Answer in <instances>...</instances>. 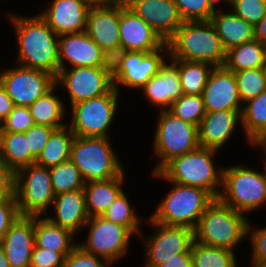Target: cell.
I'll use <instances>...</instances> for the list:
<instances>
[{
	"mask_svg": "<svg viewBox=\"0 0 266 267\" xmlns=\"http://www.w3.org/2000/svg\"><path fill=\"white\" fill-rule=\"evenodd\" d=\"M177 68L184 95H202L214 66L206 62L169 59Z\"/></svg>",
	"mask_w": 266,
	"mask_h": 267,
	"instance_id": "cell-33",
	"label": "cell"
},
{
	"mask_svg": "<svg viewBox=\"0 0 266 267\" xmlns=\"http://www.w3.org/2000/svg\"><path fill=\"white\" fill-rule=\"evenodd\" d=\"M217 153L221 152L198 146L186 154L172 158L158 173L164 180L201 188L216 199L222 187L223 174V166L215 165Z\"/></svg>",
	"mask_w": 266,
	"mask_h": 267,
	"instance_id": "cell-2",
	"label": "cell"
},
{
	"mask_svg": "<svg viewBox=\"0 0 266 267\" xmlns=\"http://www.w3.org/2000/svg\"><path fill=\"white\" fill-rule=\"evenodd\" d=\"M183 21H208L220 0H174Z\"/></svg>",
	"mask_w": 266,
	"mask_h": 267,
	"instance_id": "cell-40",
	"label": "cell"
},
{
	"mask_svg": "<svg viewBox=\"0 0 266 267\" xmlns=\"http://www.w3.org/2000/svg\"><path fill=\"white\" fill-rule=\"evenodd\" d=\"M152 177L163 180V182L167 181L172 184V187L149 217L156 223L185 226L194 230L200 217L214 198L201 188L164 180L158 172L153 173Z\"/></svg>",
	"mask_w": 266,
	"mask_h": 267,
	"instance_id": "cell-5",
	"label": "cell"
},
{
	"mask_svg": "<svg viewBox=\"0 0 266 267\" xmlns=\"http://www.w3.org/2000/svg\"><path fill=\"white\" fill-rule=\"evenodd\" d=\"M168 111L175 117L190 122L197 127L207 113L202 95L184 94L171 104Z\"/></svg>",
	"mask_w": 266,
	"mask_h": 267,
	"instance_id": "cell-38",
	"label": "cell"
},
{
	"mask_svg": "<svg viewBox=\"0 0 266 267\" xmlns=\"http://www.w3.org/2000/svg\"><path fill=\"white\" fill-rule=\"evenodd\" d=\"M112 143L110 138L75 136L70 160L80 170L85 183L108 180L125 171Z\"/></svg>",
	"mask_w": 266,
	"mask_h": 267,
	"instance_id": "cell-7",
	"label": "cell"
},
{
	"mask_svg": "<svg viewBox=\"0 0 266 267\" xmlns=\"http://www.w3.org/2000/svg\"><path fill=\"white\" fill-rule=\"evenodd\" d=\"M228 7L253 26L266 14V0H234Z\"/></svg>",
	"mask_w": 266,
	"mask_h": 267,
	"instance_id": "cell-41",
	"label": "cell"
},
{
	"mask_svg": "<svg viewBox=\"0 0 266 267\" xmlns=\"http://www.w3.org/2000/svg\"><path fill=\"white\" fill-rule=\"evenodd\" d=\"M0 243L10 267H30L35 245L34 216H19Z\"/></svg>",
	"mask_w": 266,
	"mask_h": 267,
	"instance_id": "cell-23",
	"label": "cell"
},
{
	"mask_svg": "<svg viewBox=\"0 0 266 267\" xmlns=\"http://www.w3.org/2000/svg\"><path fill=\"white\" fill-rule=\"evenodd\" d=\"M218 199L246 216L255 213L266 206V183L262 171L238 163L223 167Z\"/></svg>",
	"mask_w": 266,
	"mask_h": 267,
	"instance_id": "cell-6",
	"label": "cell"
},
{
	"mask_svg": "<svg viewBox=\"0 0 266 267\" xmlns=\"http://www.w3.org/2000/svg\"><path fill=\"white\" fill-rule=\"evenodd\" d=\"M34 124L28 107L14 106L8 117L1 123L0 132L25 133Z\"/></svg>",
	"mask_w": 266,
	"mask_h": 267,
	"instance_id": "cell-42",
	"label": "cell"
},
{
	"mask_svg": "<svg viewBox=\"0 0 266 267\" xmlns=\"http://www.w3.org/2000/svg\"><path fill=\"white\" fill-rule=\"evenodd\" d=\"M234 75L242 104L266 90V79L261 68L241 70L234 72Z\"/></svg>",
	"mask_w": 266,
	"mask_h": 267,
	"instance_id": "cell-39",
	"label": "cell"
},
{
	"mask_svg": "<svg viewBox=\"0 0 266 267\" xmlns=\"http://www.w3.org/2000/svg\"><path fill=\"white\" fill-rule=\"evenodd\" d=\"M34 235L37 247L60 252L65 257L78 245L74 233L53 224L45 216H34Z\"/></svg>",
	"mask_w": 266,
	"mask_h": 267,
	"instance_id": "cell-28",
	"label": "cell"
},
{
	"mask_svg": "<svg viewBox=\"0 0 266 267\" xmlns=\"http://www.w3.org/2000/svg\"><path fill=\"white\" fill-rule=\"evenodd\" d=\"M251 223L249 220L246 239H249V245L252 247L250 254L252 264L250 266H254L257 263L266 262V226L259 228L256 224L251 225Z\"/></svg>",
	"mask_w": 266,
	"mask_h": 267,
	"instance_id": "cell-43",
	"label": "cell"
},
{
	"mask_svg": "<svg viewBox=\"0 0 266 267\" xmlns=\"http://www.w3.org/2000/svg\"><path fill=\"white\" fill-rule=\"evenodd\" d=\"M14 108L12 99L8 96L5 87L0 83V125Z\"/></svg>",
	"mask_w": 266,
	"mask_h": 267,
	"instance_id": "cell-49",
	"label": "cell"
},
{
	"mask_svg": "<svg viewBox=\"0 0 266 267\" xmlns=\"http://www.w3.org/2000/svg\"><path fill=\"white\" fill-rule=\"evenodd\" d=\"M54 130L55 128L47 125L34 124L25 132L28 148L35 158L41 153Z\"/></svg>",
	"mask_w": 266,
	"mask_h": 267,
	"instance_id": "cell-45",
	"label": "cell"
},
{
	"mask_svg": "<svg viewBox=\"0 0 266 267\" xmlns=\"http://www.w3.org/2000/svg\"><path fill=\"white\" fill-rule=\"evenodd\" d=\"M240 128L246 134V143L266 128V90L243 104Z\"/></svg>",
	"mask_w": 266,
	"mask_h": 267,
	"instance_id": "cell-36",
	"label": "cell"
},
{
	"mask_svg": "<svg viewBox=\"0 0 266 267\" xmlns=\"http://www.w3.org/2000/svg\"><path fill=\"white\" fill-rule=\"evenodd\" d=\"M206 112L242 110L234 72L224 66L214 67L202 93Z\"/></svg>",
	"mask_w": 266,
	"mask_h": 267,
	"instance_id": "cell-20",
	"label": "cell"
},
{
	"mask_svg": "<svg viewBox=\"0 0 266 267\" xmlns=\"http://www.w3.org/2000/svg\"><path fill=\"white\" fill-rule=\"evenodd\" d=\"M120 51L153 52L165 42L128 6L120 7Z\"/></svg>",
	"mask_w": 266,
	"mask_h": 267,
	"instance_id": "cell-19",
	"label": "cell"
},
{
	"mask_svg": "<svg viewBox=\"0 0 266 267\" xmlns=\"http://www.w3.org/2000/svg\"><path fill=\"white\" fill-rule=\"evenodd\" d=\"M0 159L14 172L35 164L36 158L28 148L25 133L0 132Z\"/></svg>",
	"mask_w": 266,
	"mask_h": 267,
	"instance_id": "cell-30",
	"label": "cell"
},
{
	"mask_svg": "<svg viewBox=\"0 0 266 267\" xmlns=\"http://www.w3.org/2000/svg\"><path fill=\"white\" fill-rule=\"evenodd\" d=\"M19 216L16 198L0 199V240Z\"/></svg>",
	"mask_w": 266,
	"mask_h": 267,
	"instance_id": "cell-47",
	"label": "cell"
},
{
	"mask_svg": "<svg viewBox=\"0 0 266 267\" xmlns=\"http://www.w3.org/2000/svg\"><path fill=\"white\" fill-rule=\"evenodd\" d=\"M128 7L166 43L184 22L174 0H129Z\"/></svg>",
	"mask_w": 266,
	"mask_h": 267,
	"instance_id": "cell-17",
	"label": "cell"
},
{
	"mask_svg": "<svg viewBox=\"0 0 266 267\" xmlns=\"http://www.w3.org/2000/svg\"><path fill=\"white\" fill-rule=\"evenodd\" d=\"M251 147H257L260 150L262 149L264 153V161L266 160V128L259 131L254 135L248 142Z\"/></svg>",
	"mask_w": 266,
	"mask_h": 267,
	"instance_id": "cell-52",
	"label": "cell"
},
{
	"mask_svg": "<svg viewBox=\"0 0 266 267\" xmlns=\"http://www.w3.org/2000/svg\"><path fill=\"white\" fill-rule=\"evenodd\" d=\"M120 7H94L87 15L86 34L110 60L120 52Z\"/></svg>",
	"mask_w": 266,
	"mask_h": 267,
	"instance_id": "cell-18",
	"label": "cell"
},
{
	"mask_svg": "<svg viewBox=\"0 0 266 267\" xmlns=\"http://www.w3.org/2000/svg\"><path fill=\"white\" fill-rule=\"evenodd\" d=\"M120 95L121 93L113 88L104 95L72 105L69 117L71 119L67 126L77 137L111 138L110 128L116 118Z\"/></svg>",
	"mask_w": 266,
	"mask_h": 267,
	"instance_id": "cell-9",
	"label": "cell"
},
{
	"mask_svg": "<svg viewBox=\"0 0 266 267\" xmlns=\"http://www.w3.org/2000/svg\"><path fill=\"white\" fill-rule=\"evenodd\" d=\"M249 219L216 198L200 217L194 229V241L236 252V248L246 241Z\"/></svg>",
	"mask_w": 266,
	"mask_h": 267,
	"instance_id": "cell-4",
	"label": "cell"
},
{
	"mask_svg": "<svg viewBox=\"0 0 266 267\" xmlns=\"http://www.w3.org/2000/svg\"><path fill=\"white\" fill-rule=\"evenodd\" d=\"M241 112L242 110L207 112L197 127L199 146L222 151L236 133V128L241 126Z\"/></svg>",
	"mask_w": 266,
	"mask_h": 267,
	"instance_id": "cell-22",
	"label": "cell"
},
{
	"mask_svg": "<svg viewBox=\"0 0 266 267\" xmlns=\"http://www.w3.org/2000/svg\"><path fill=\"white\" fill-rule=\"evenodd\" d=\"M234 0H220V5L222 4L224 7L230 5Z\"/></svg>",
	"mask_w": 266,
	"mask_h": 267,
	"instance_id": "cell-55",
	"label": "cell"
},
{
	"mask_svg": "<svg viewBox=\"0 0 266 267\" xmlns=\"http://www.w3.org/2000/svg\"><path fill=\"white\" fill-rule=\"evenodd\" d=\"M54 197L49 168L32 164L15 172V198L20 216L48 214Z\"/></svg>",
	"mask_w": 266,
	"mask_h": 267,
	"instance_id": "cell-11",
	"label": "cell"
},
{
	"mask_svg": "<svg viewBox=\"0 0 266 267\" xmlns=\"http://www.w3.org/2000/svg\"><path fill=\"white\" fill-rule=\"evenodd\" d=\"M90 8L94 7H125L129 0H86Z\"/></svg>",
	"mask_w": 266,
	"mask_h": 267,
	"instance_id": "cell-51",
	"label": "cell"
},
{
	"mask_svg": "<svg viewBox=\"0 0 266 267\" xmlns=\"http://www.w3.org/2000/svg\"><path fill=\"white\" fill-rule=\"evenodd\" d=\"M58 86L55 84L48 92L35 100L28 108L35 124L47 125L55 129L67 125L63 122L68 109L60 95L57 96Z\"/></svg>",
	"mask_w": 266,
	"mask_h": 267,
	"instance_id": "cell-29",
	"label": "cell"
},
{
	"mask_svg": "<svg viewBox=\"0 0 266 267\" xmlns=\"http://www.w3.org/2000/svg\"><path fill=\"white\" fill-rule=\"evenodd\" d=\"M220 7L213 13L210 21L221 38L226 51L242 43L255 40V31L252 24L238 17L230 8L226 12L223 5Z\"/></svg>",
	"mask_w": 266,
	"mask_h": 267,
	"instance_id": "cell-26",
	"label": "cell"
},
{
	"mask_svg": "<svg viewBox=\"0 0 266 267\" xmlns=\"http://www.w3.org/2000/svg\"><path fill=\"white\" fill-rule=\"evenodd\" d=\"M153 137V152L158 161L151 173L158 172L172 158L196 149L198 144L197 126L175 117L168 110H160ZM160 159V160H159Z\"/></svg>",
	"mask_w": 266,
	"mask_h": 267,
	"instance_id": "cell-8",
	"label": "cell"
},
{
	"mask_svg": "<svg viewBox=\"0 0 266 267\" xmlns=\"http://www.w3.org/2000/svg\"><path fill=\"white\" fill-rule=\"evenodd\" d=\"M58 53L59 71L81 66L111 67L110 58L85 31L60 35Z\"/></svg>",
	"mask_w": 266,
	"mask_h": 267,
	"instance_id": "cell-16",
	"label": "cell"
},
{
	"mask_svg": "<svg viewBox=\"0 0 266 267\" xmlns=\"http://www.w3.org/2000/svg\"><path fill=\"white\" fill-rule=\"evenodd\" d=\"M15 198V172L0 159V199Z\"/></svg>",
	"mask_w": 266,
	"mask_h": 267,
	"instance_id": "cell-48",
	"label": "cell"
},
{
	"mask_svg": "<svg viewBox=\"0 0 266 267\" xmlns=\"http://www.w3.org/2000/svg\"><path fill=\"white\" fill-rule=\"evenodd\" d=\"M16 65L0 70V83L14 106L29 107L55 85V76L42 70Z\"/></svg>",
	"mask_w": 266,
	"mask_h": 267,
	"instance_id": "cell-15",
	"label": "cell"
},
{
	"mask_svg": "<svg viewBox=\"0 0 266 267\" xmlns=\"http://www.w3.org/2000/svg\"><path fill=\"white\" fill-rule=\"evenodd\" d=\"M261 69H262L263 75L265 76V79H266V56L264 58V62H263Z\"/></svg>",
	"mask_w": 266,
	"mask_h": 267,
	"instance_id": "cell-56",
	"label": "cell"
},
{
	"mask_svg": "<svg viewBox=\"0 0 266 267\" xmlns=\"http://www.w3.org/2000/svg\"><path fill=\"white\" fill-rule=\"evenodd\" d=\"M255 39L266 45V14L265 16L254 26Z\"/></svg>",
	"mask_w": 266,
	"mask_h": 267,
	"instance_id": "cell-53",
	"label": "cell"
},
{
	"mask_svg": "<svg viewBox=\"0 0 266 267\" xmlns=\"http://www.w3.org/2000/svg\"><path fill=\"white\" fill-rule=\"evenodd\" d=\"M169 59L206 62L214 67L224 66L226 50L210 20L184 21L166 42Z\"/></svg>",
	"mask_w": 266,
	"mask_h": 267,
	"instance_id": "cell-3",
	"label": "cell"
},
{
	"mask_svg": "<svg viewBox=\"0 0 266 267\" xmlns=\"http://www.w3.org/2000/svg\"><path fill=\"white\" fill-rule=\"evenodd\" d=\"M169 59V47L165 43L153 52L120 51L111 60L114 88L140 90Z\"/></svg>",
	"mask_w": 266,
	"mask_h": 267,
	"instance_id": "cell-10",
	"label": "cell"
},
{
	"mask_svg": "<svg viewBox=\"0 0 266 267\" xmlns=\"http://www.w3.org/2000/svg\"><path fill=\"white\" fill-rule=\"evenodd\" d=\"M193 267H237L236 252L194 241L190 248Z\"/></svg>",
	"mask_w": 266,
	"mask_h": 267,
	"instance_id": "cell-35",
	"label": "cell"
},
{
	"mask_svg": "<svg viewBox=\"0 0 266 267\" xmlns=\"http://www.w3.org/2000/svg\"><path fill=\"white\" fill-rule=\"evenodd\" d=\"M139 91L158 110H168L182 94L178 68L168 59Z\"/></svg>",
	"mask_w": 266,
	"mask_h": 267,
	"instance_id": "cell-24",
	"label": "cell"
},
{
	"mask_svg": "<svg viewBox=\"0 0 266 267\" xmlns=\"http://www.w3.org/2000/svg\"><path fill=\"white\" fill-rule=\"evenodd\" d=\"M129 199L128 194L123 190L101 216L108 221L125 226L133 235L137 236L142 231L141 222L144 219L141 218V215L136 214V207L132 206Z\"/></svg>",
	"mask_w": 266,
	"mask_h": 267,
	"instance_id": "cell-34",
	"label": "cell"
},
{
	"mask_svg": "<svg viewBox=\"0 0 266 267\" xmlns=\"http://www.w3.org/2000/svg\"><path fill=\"white\" fill-rule=\"evenodd\" d=\"M49 172L55 195L83 189L85 186L80 170L71 160L50 167Z\"/></svg>",
	"mask_w": 266,
	"mask_h": 267,
	"instance_id": "cell-37",
	"label": "cell"
},
{
	"mask_svg": "<svg viewBox=\"0 0 266 267\" xmlns=\"http://www.w3.org/2000/svg\"><path fill=\"white\" fill-rule=\"evenodd\" d=\"M0 267H10V264L7 260L4 248L0 243Z\"/></svg>",
	"mask_w": 266,
	"mask_h": 267,
	"instance_id": "cell-54",
	"label": "cell"
},
{
	"mask_svg": "<svg viewBox=\"0 0 266 267\" xmlns=\"http://www.w3.org/2000/svg\"><path fill=\"white\" fill-rule=\"evenodd\" d=\"M65 258L66 257L60 252L34 245L30 267H62Z\"/></svg>",
	"mask_w": 266,
	"mask_h": 267,
	"instance_id": "cell-46",
	"label": "cell"
},
{
	"mask_svg": "<svg viewBox=\"0 0 266 267\" xmlns=\"http://www.w3.org/2000/svg\"><path fill=\"white\" fill-rule=\"evenodd\" d=\"M50 208L54 210L53 216L50 217L49 214L44 216L53 224L68 229L75 235L83 230L89 219L83 189L55 195Z\"/></svg>",
	"mask_w": 266,
	"mask_h": 267,
	"instance_id": "cell-25",
	"label": "cell"
},
{
	"mask_svg": "<svg viewBox=\"0 0 266 267\" xmlns=\"http://www.w3.org/2000/svg\"><path fill=\"white\" fill-rule=\"evenodd\" d=\"M55 84L67 93L70 106L110 92L114 88L111 67H71L62 69Z\"/></svg>",
	"mask_w": 266,
	"mask_h": 267,
	"instance_id": "cell-14",
	"label": "cell"
},
{
	"mask_svg": "<svg viewBox=\"0 0 266 267\" xmlns=\"http://www.w3.org/2000/svg\"><path fill=\"white\" fill-rule=\"evenodd\" d=\"M148 226L153 228L152 234L144 236L141 246L145 252L143 267H158L164 260L177 258V254L188 253L194 242V230L185 226H168L153 221L149 215L146 220Z\"/></svg>",
	"mask_w": 266,
	"mask_h": 267,
	"instance_id": "cell-13",
	"label": "cell"
},
{
	"mask_svg": "<svg viewBox=\"0 0 266 267\" xmlns=\"http://www.w3.org/2000/svg\"><path fill=\"white\" fill-rule=\"evenodd\" d=\"M83 229H88L86 240L78 242L83 250L105 259L113 266L123 257L126 258L134 235L125 226L102 216H93L89 217Z\"/></svg>",
	"mask_w": 266,
	"mask_h": 267,
	"instance_id": "cell-12",
	"label": "cell"
},
{
	"mask_svg": "<svg viewBox=\"0 0 266 267\" xmlns=\"http://www.w3.org/2000/svg\"><path fill=\"white\" fill-rule=\"evenodd\" d=\"M265 56L266 45L255 39L229 49L224 67L231 72L261 68Z\"/></svg>",
	"mask_w": 266,
	"mask_h": 267,
	"instance_id": "cell-32",
	"label": "cell"
},
{
	"mask_svg": "<svg viewBox=\"0 0 266 267\" xmlns=\"http://www.w3.org/2000/svg\"><path fill=\"white\" fill-rule=\"evenodd\" d=\"M249 267H266V262L263 263H257L254 266H249Z\"/></svg>",
	"mask_w": 266,
	"mask_h": 267,
	"instance_id": "cell-58",
	"label": "cell"
},
{
	"mask_svg": "<svg viewBox=\"0 0 266 267\" xmlns=\"http://www.w3.org/2000/svg\"><path fill=\"white\" fill-rule=\"evenodd\" d=\"M5 14L17 38L15 64L42 70L56 77L59 73V36L39 14L23 16L11 11Z\"/></svg>",
	"mask_w": 266,
	"mask_h": 267,
	"instance_id": "cell-1",
	"label": "cell"
},
{
	"mask_svg": "<svg viewBox=\"0 0 266 267\" xmlns=\"http://www.w3.org/2000/svg\"><path fill=\"white\" fill-rule=\"evenodd\" d=\"M74 138V133L67 125L55 129L36 158L35 164L50 168L70 160L71 145Z\"/></svg>",
	"mask_w": 266,
	"mask_h": 267,
	"instance_id": "cell-31",
	"label": "cell"
},
{
	"mask_svg": "<svg viewBox=\"0 0 266 267\" xmlns=\"http://www.w3.org/2000/svg\"><path fill=\"white\" fill-rule=\"evenodd\" d=\"M263 164H264V165H262V166H263V169H264V170H263L262 173H263V176H264V179H265V183H266V160L263 161Z\"/></svg>",
	"mask_w": 266,
	"mask_h": 267,
	"instance_id": "cell-57",
	"label": "cell"
},
{
	"mask_svg": "<svg viewBox=\"0 0 266 267\" xmlns=\"http://www.w3.org/2000/svg\"><path fill=\"white\" fill-rule=\"evenodd\" d=\"M158 267H193L190 252L177 254V258L164 260Z\"/></svg>",
	"mask_w": 266,
	"mask_h": 267,
	"instance_id": "cell-50",
	"label": "cell"
},
{
	"mask_svg": "<svg viewBox=\"0 0 266 267\" xmlns=\"http://www.w3.org/2000/svg\"><path fill=\"white\" fill-rule=\"evenodd\" d=\"M105 259L88 253L77 245L65 258L62 267H111Z\"/></svg>",
	"mask_w": 266,
	"mask_h": 267,
	"instance_id": "cell-44",
	"label": "cell"
},
{
	"mask_svg": "<svg viewBox=\"0 0 266 267\" xmlns=\"http://www.w3.org/2000/svg\"><path fill=\"white\" fill-rule=\"evenodd\" d=\"M38 13L58 35L84 32L90 10L86 0H52Z\"/></svg>",
	"mask_w": 266,
	"mask_h": 267,
	"instance_id": "cell-21",
	"label": "cell"
},
{
	"mask_svg": "<svg viewBox=\"0 0 266 267\" xmlns=\"http://www.w3.org/2000/svg\"><path fill=\"white\" fill-rule=\"evenodd\" d=\"M125 171L118 177L85 183L86 211L89 217L101 216L124 190Z\"/></svg>",
	"mask_w": 266,
	"mask_h": 267,
	"instance_id": "cell-27",
	"label": "cell"
}]
</instances>
